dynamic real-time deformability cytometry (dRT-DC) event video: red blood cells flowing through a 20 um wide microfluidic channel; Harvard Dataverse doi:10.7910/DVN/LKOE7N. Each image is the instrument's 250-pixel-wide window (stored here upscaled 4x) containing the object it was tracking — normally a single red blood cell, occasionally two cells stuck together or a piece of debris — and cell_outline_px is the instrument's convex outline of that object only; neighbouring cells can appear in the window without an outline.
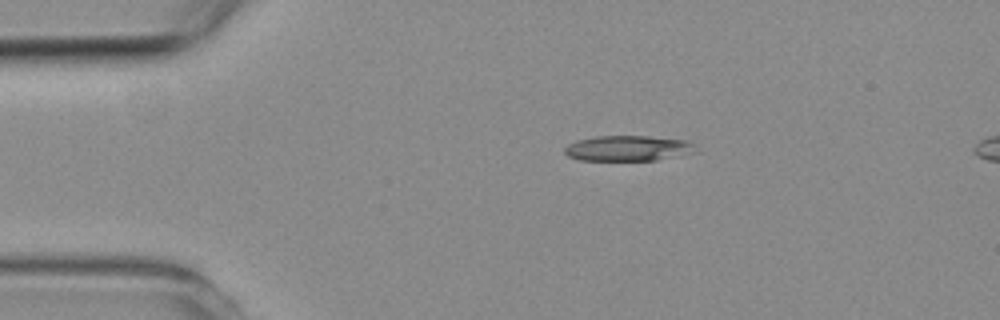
{"species": "common noctule bat (a hibernating species)", "species_latin": "Nyctalus noctula", "temperature_condition": "room temperature", "stored_images_in_passage": 4, "camera_frame_rate_fps": 3000, "um_per_image_px": 0.085, "animal": {"sex": "female", "body_mass_g": 19.3, "forearm_length_mm": 54.1}, "frame": {"image": 1, "passage_image": 4, "time_ms": 3.667, "image_size_px": [1000, 320], "cell_outline_px": [[700, 152], [680, 156], [656, 160], [580, 160], [568, 156], [564, 152], [564, 148], [568, 144], [576, 140], [596, 136], [648, 136], [688, 140]], "centroid_in_image_um": [53.42, 12.6], "position_along_channel_um": 31.6, "area_um2": 19.65}}